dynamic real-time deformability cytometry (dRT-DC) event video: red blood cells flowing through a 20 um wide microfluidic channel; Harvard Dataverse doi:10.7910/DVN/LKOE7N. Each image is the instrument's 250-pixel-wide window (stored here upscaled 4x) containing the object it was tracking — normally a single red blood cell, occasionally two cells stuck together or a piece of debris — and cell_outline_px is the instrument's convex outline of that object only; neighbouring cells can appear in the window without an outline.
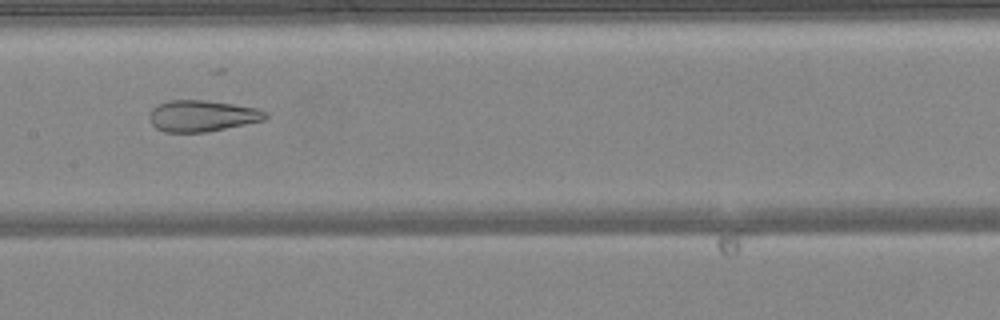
{"species": "common noctule bat (a hibernating species)", "species_latin": "Nyctalus noctula", "temperature_condition": "warm", "stored_images_in_passage": 49, "camera_frame_rate_fps": 3000, "um_per_image_px": 0.085, "animal": {"sex": "female", "body_mass_g": 24.6, "forearm_length_mm": 56.2}, "frame": {"image": 1, "passage_image": 25, "time_ms": 8.0, "image_size_px": [1000, 320], "cell_outline_px": [[268, 116], [264, 120], [208, 132], [164, 132], [156, 128], [152, 124], [148, 116], [152, 108], [168, 100], [204, 100], [260, 108]], "centroid_in_image_um": [17.16, 9.85], "position_along_channel_um": 190.2, "area_um2": 21.15}}
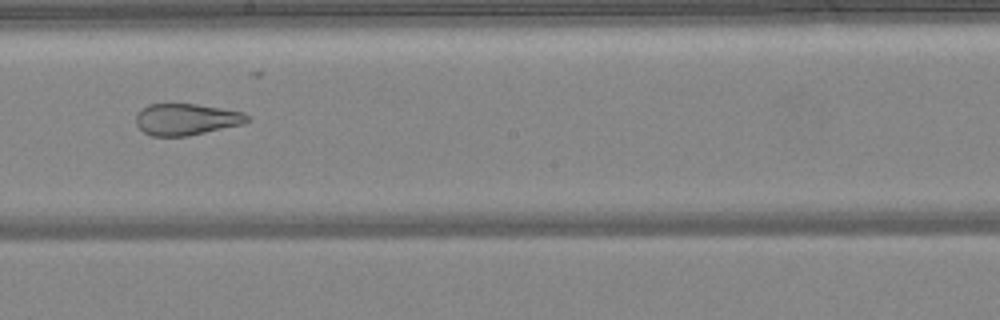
{"frame": {"image": 2, "passage_image": 28, "time_ms": 9.0, "image_size_px": [1000, 320], "cell_outline_px": [[252, 120], [244, 124], [188, 136], [152, 136], [144, 132], [136, 124], [136, 116], [140, 108], [148, 104], [196, 104], [244, 112]], "centroid_in_image_um": [15.85, 10.14], "position_along_channel_um": 232.4, "area_um2": 20.58}}
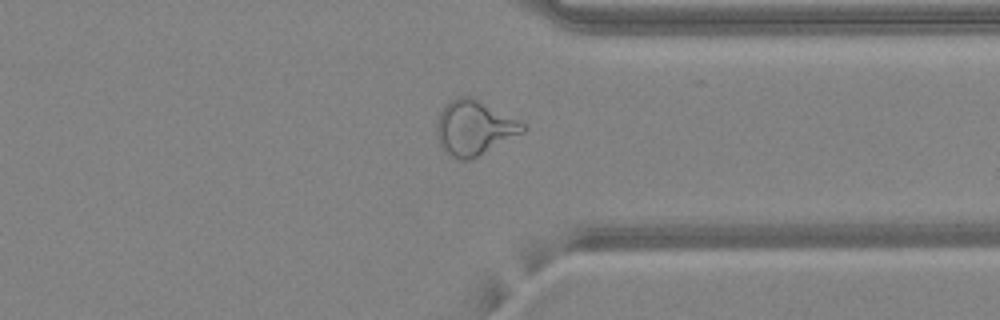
{"frame": {"image": 3, "passage_image": 38, "time_ms": 12.333, "image_size_px": [1000, 320], "cell_outline_px": [[528, 128], [524, 132], [468, 160], [460, 160], [448, 156], [444, 152], [440, 144], [436, 132], [436, 120], [444, 104], [456, 96], [472, 96], [520, 120]], "centroid_in_image_um": [40.28, 10.83], "position_along_channel_um": 371.1, "area_um2": 27.63}, "authors_computed_cell_mechanics": {"area_um2": 29.0734, "velocity_mm_per_s": 4.2221, "shape_relaxation_time_tau1_ms": null, "shape_relaxation_time_tau2_ms": 1.4942, "deformation_change_tau1": null, "deformation_change_tau2": 0.1001}}